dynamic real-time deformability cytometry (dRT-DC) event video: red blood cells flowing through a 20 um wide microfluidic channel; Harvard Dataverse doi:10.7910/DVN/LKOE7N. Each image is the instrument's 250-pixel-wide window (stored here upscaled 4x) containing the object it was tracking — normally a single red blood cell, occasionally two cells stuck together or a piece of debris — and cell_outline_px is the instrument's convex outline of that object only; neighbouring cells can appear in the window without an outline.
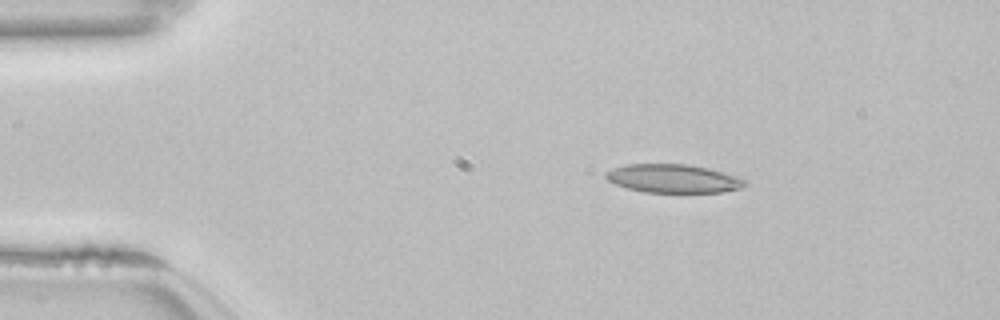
{"species": "common noctule bat (a hibernating species)", "species_latin": "Nyctalus noctula", "temperature_condition": "room temperature", "stored_images_in_passage": 45, "camera_frame_rate_fps": 3000, "um_per_image_px": 0.085, "animal": {"sex": "female", "body_mass_g": 22.7, "forearm_length_mm": 54.2}, "frame": {"image": 1, "passage_image": 1, "time_ms": 0.0, "image_size_px": [1000, 320], "cell_outline_px": [[748, 184], [740, 188], [724, 192], [644, 192], [628, 188], [616, 184], [608, 180], [604, 176], [604, 172], [612, 168], [624, 164], [688, 164], [708, 168], [740, 176], [748, 180]], "centroid_in_image_um": [57.26, 15.17], "position_along_channel_um": 27.7, "area_um2": 23.35}}
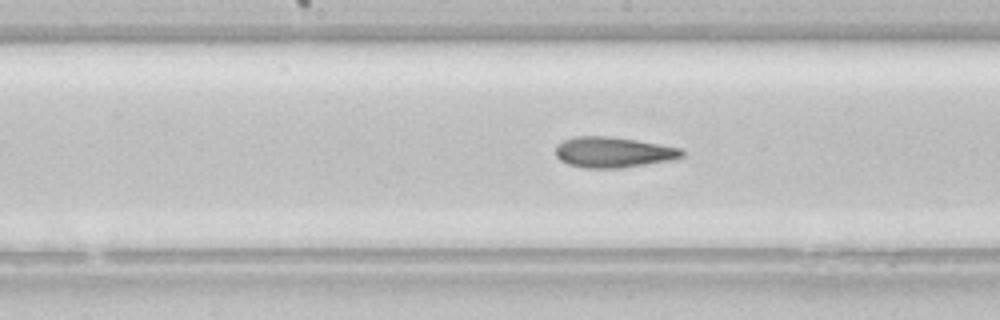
{"frame": {"image": 2, "passage_image": 19, "time_ms": 6.0, "image_size_px": [1000, 320], "cell_outline_px": [[684, 156], [672, 160], [624, 168], [584, 168], [568, 164], [560, 160], [556, 156], [556, 144], [564, 140], [576, 136], [608, 136], [636, 140], [684, 148]], "centroid_in_image_um": [52.15, 12.94], "position_along_channel_um": 196.0, "area_um2": 22.77}}
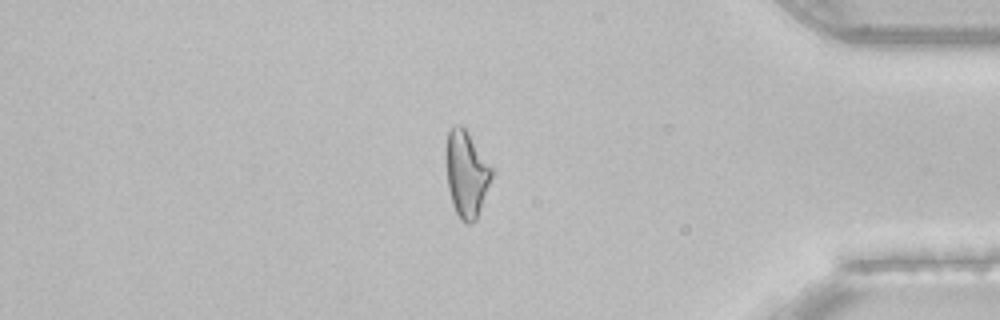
{"frame": {"image": 3, "passage_image": 37, "time_ms": 12.0, "image_size_px": [1000, 320], "cell_outline_px": [[496, 168], [476, 220], [472, 224], [464, 224], [460, 220], [452, 204], [448, 188], [444, 156], [444, 152], [448, 132], [456, 124], [460, 124], [468, 132]], "centroid_in_image_um": [39.66, 14.76], "position_along_channel_um": 395.5, "area_um2": 23.87}, "authors_computed_cell_mechanics": {"area_um2": 23.2356, "velocity_mm_per_s": 3.8574, "shape_relaxation_time_tau1_ms": 6.5387, "shape_relaxation_time_tau2_ms": 3.4181, "deformation_change_tau1": 0.1569, "deformation_change_tau2": 0.1221}}